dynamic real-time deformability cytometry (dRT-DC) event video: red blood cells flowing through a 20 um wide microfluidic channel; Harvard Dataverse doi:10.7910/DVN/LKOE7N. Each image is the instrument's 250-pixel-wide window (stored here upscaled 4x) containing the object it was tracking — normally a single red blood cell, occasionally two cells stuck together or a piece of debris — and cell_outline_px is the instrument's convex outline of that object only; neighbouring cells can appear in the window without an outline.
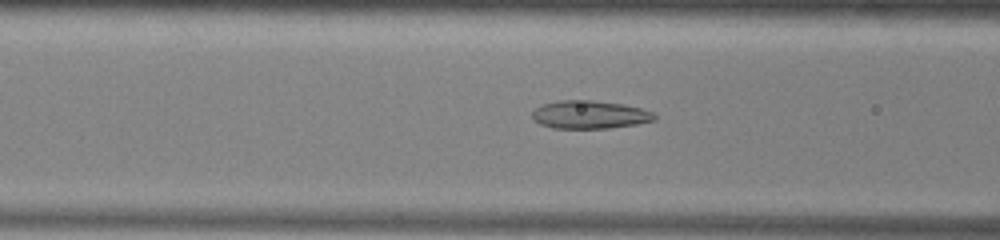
{"species": "common noctule bat (a hibernating species)", "species_latin": "Nyctalus noctula", "temperature_condition": "warm", "stored_images_in_passage": 51, "camera_frame_rate_fps": 3000, "um_per_image_px": 0.085, "animal": {"sex": "male", "body_mass_g": 13.0, "forearm_length_mm": 53.1}, "frame": {"image": 1, "passage_image": 19, "time_ms": 6.0, "image_size_px": [1000, 240], "cell_outline_px": [[656, 120], [636, 124], [608, 128], [552, 128], [540, 124], [532, 120], [532, 112], [536, 108], [544, 104], [560, 100], [592, 100], [624, 104], [640, 108], [652, 112], [656, 116]], "centroid_in_image_um": [50.11, 9.74], "position_along_channel_um": 116.5, "area_um2": 20.0}}
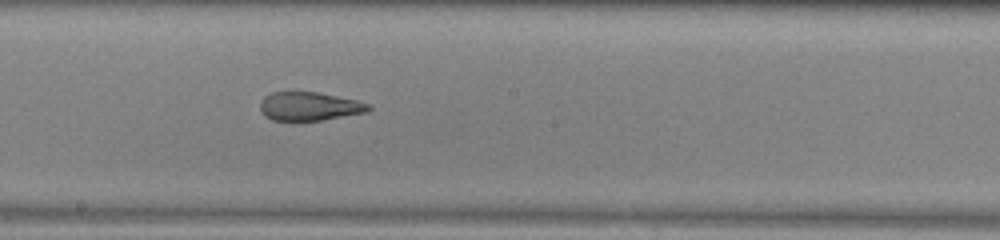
{"frame": {"image": 2, "passage_image": 27, "time_ms": 8.667, "image_size_px": [1000, 240], "cell_outline_px": [[372, 108], [368, 112], [320, 120], [272, 120], [264, 116], [260, 112], [260, 100], [264, 96], [272, 92], [316, 92], [356, 100], [368, 104]], "centroid_in_image_um": [26.25, 9.04], "position_along_channel_um": 221.9, "area_um2": 17.98}}
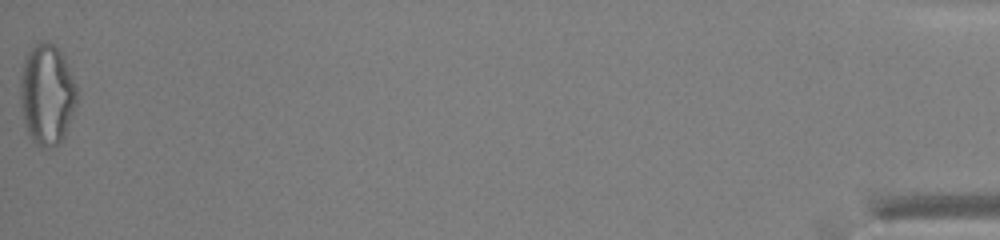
{"frame": {"image": 3, "passage_image": 51, "time_ms": 16.667, "image_size_px": [1000, 240], "cell_outline_px": [[76, 104], [64, 136], [60, 144], [48, 148], [44, 148], [32, 140], [24, 124], [20, 100], [20, 80], [24, 60], [28, 52], [40, 40], [44, 40], [52, 44], [60, 52], [68, 68], [76, 88]], "centroid_in_image_um": [3.96, 8.06], "position_along_channel_um": 431.2, "area_um2": 32.77}, "authors_computed_cell_mechanics": {"area_um2": 22.3108, "velocity_mm_per_s": 3.9594, "shape_relaxation_time_tau1_ms": null, "shape_relaxation_time_tau2_ms": 1.0231, "deformation_change_tau1": null, "deformation_change_tau2": 0.0897}}